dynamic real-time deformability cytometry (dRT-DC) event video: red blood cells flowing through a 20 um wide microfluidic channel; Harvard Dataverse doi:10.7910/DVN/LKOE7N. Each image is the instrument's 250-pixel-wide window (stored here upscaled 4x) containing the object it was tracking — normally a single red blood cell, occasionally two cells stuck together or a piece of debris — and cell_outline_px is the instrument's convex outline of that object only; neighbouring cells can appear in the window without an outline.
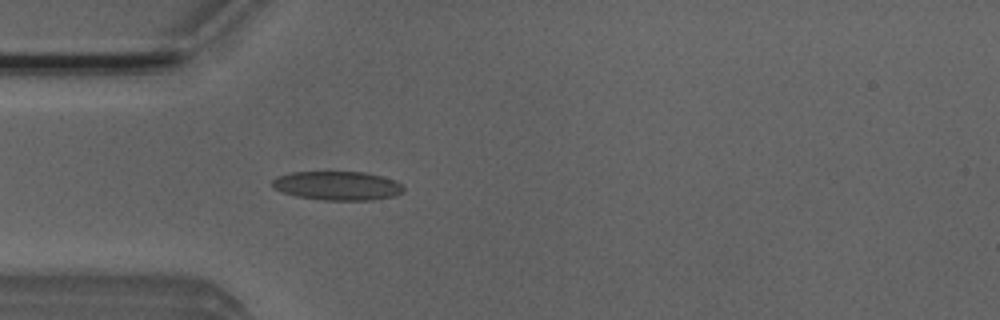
{"species": "Egyptian fruit bat (a non-hibernating species)", "species_latin": "Rousettus aegyptiacus", "temperature_condition": "room temperature", "stored_images_in_passage": 48, "camera_frame_rate_fps": 3000, "um_per_image_px": 0.085, "animal": {"sex": "male"}, "frame": {"image": 1, "passage_image": 11, "time_ms": 3.333, "image_size_px": [1000, 320], "cell_outline_px": [[404, 192], [396, 196], [372, 200], [324, 200], [296, 196], [284, 192], [276, 188], [272, 184], [272, 180], [276, 176], [292, 172], [364, 172], [396, 180], [404, 188]], "centroid_in_image_um": [28.72, 15.79], "position_along_channel_um": 56.3, "area_um2": 22.08}}
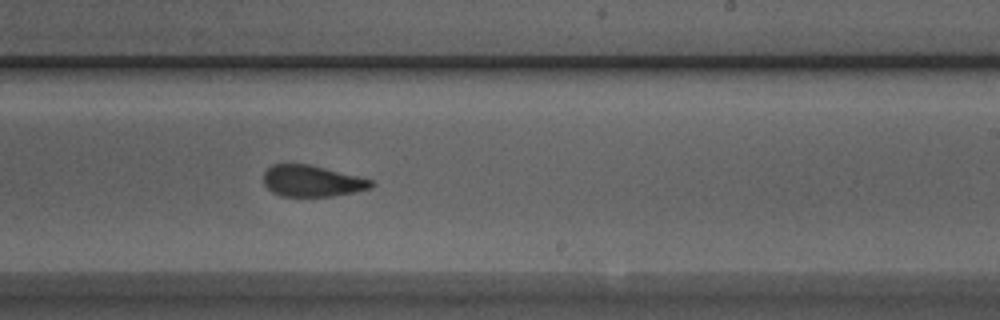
{"frame": {"image": 2, "passage_image": 27, "time_ms": 8.667, "image_size_px": [1000, 320], "cell_outline_px": [[376, 184], [372, 188], [332, 196], [280, 196], [272, 192], [264, 184], [264, 172], [272, 164], [308, 164], [372, 180]], "centroid_in_image_um": [26.5, 15.39], "position_along_channel_um": 262.5, "area_um2": 19.42}}
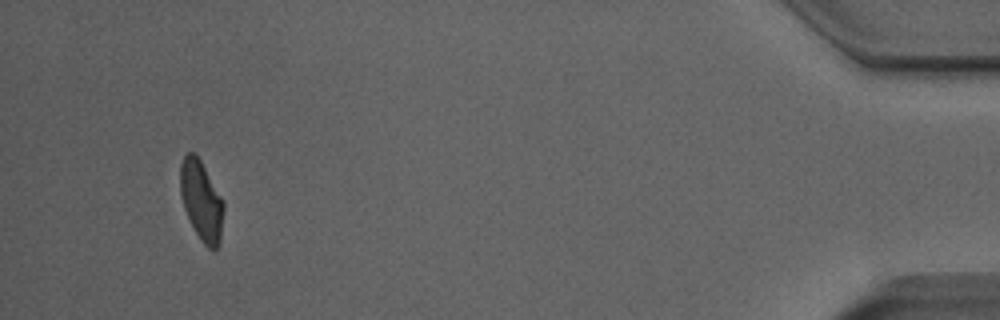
{"frame": {"image": 3, "passage_image": 45, "time_ms": 14.667, "image_size_px": [1000, 320], "cell_outline_px": [[224, 208], [220, 244], [216, 252], [212, 252], [200, 240], [184, 208], [180, 196], [180, 164], [184, 156], [188, 152], [192, 152], [200, 160], [224, 200]], "centroid_in_image_um": [17.14, 17.1], "position_along_channel_um": 418.1, "area_um2": 20.35}, "authors_computed_cell_mechanics": {"area_um2": 20.7791, "velocity_mm_per_s": 3.9278, "shape_relaxation_time_tau1_ms": 10.8203, "shape_relaxation_time_tau2_ms": 1.3624, "deformation_change_tau1": 0.2096, "deformation_change_tau2": 0.0755}}